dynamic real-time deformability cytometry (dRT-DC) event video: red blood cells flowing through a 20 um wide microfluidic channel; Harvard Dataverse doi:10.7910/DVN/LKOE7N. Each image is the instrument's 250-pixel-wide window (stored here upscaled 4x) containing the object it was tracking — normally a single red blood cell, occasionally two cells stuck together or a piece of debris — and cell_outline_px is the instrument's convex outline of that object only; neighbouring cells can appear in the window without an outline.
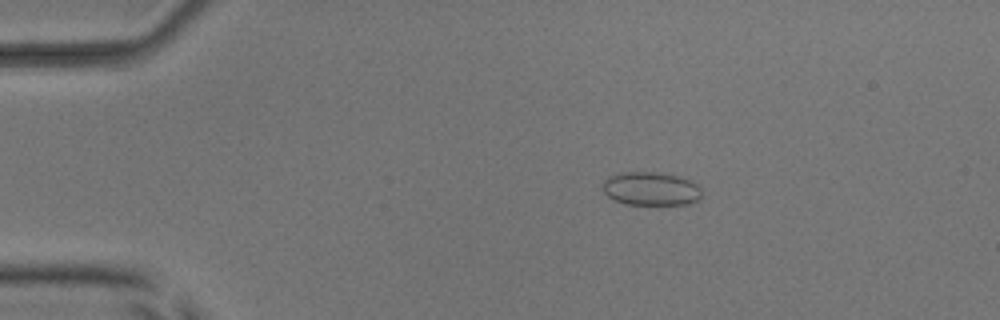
{"species": "common noctule bat (a hibernating species)", "species_latin": "Nyctalus noctula", "temperature_condition": "room temperature", "stored_images_in_passage": 2, "camera_frame_rate_fps": 3000, "um_per_image_px": 0.085, "animal": {"sex": "male", "body_mass_g": 17.9, "forearm_length_mm": 54.2}, "frame": {"image": 1, "passage_image": 1, "time_ms": 0.0, "image_size_px": [1000, 320], "cell_outline_px": [[700, 196], [696, 200], [688, 204], [624, 204], [608, 196], [604, 192], [604, 180], [608, 176], [624, 172], [656, 172], [676, 176], [692, 180], [700, 188]], "centroid_in_image_um": [55.32, 16.03], "position_along_channel_um": 29.7, "area_um2": 19.07}}